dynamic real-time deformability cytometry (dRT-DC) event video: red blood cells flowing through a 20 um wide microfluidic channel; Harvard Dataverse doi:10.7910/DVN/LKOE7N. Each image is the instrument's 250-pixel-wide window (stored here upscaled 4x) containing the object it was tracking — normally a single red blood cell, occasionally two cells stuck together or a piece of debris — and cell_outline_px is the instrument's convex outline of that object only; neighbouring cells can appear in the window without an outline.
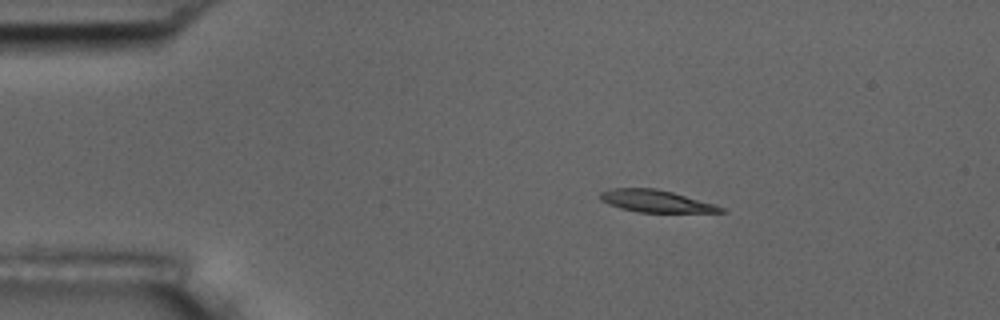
{"species": "common noctule bat (a hibernating species)", "species_latin": "Nyctalus noctula", "temperature_condition": "room temperature", "stored_images_in_passage": 4, "camera_frame_rate_fps": 3000, "um_per_image_px": 0.085, "animal": {"sex": "male", "body_mass_g": 17.5, "forearm_length_mm": 52.3}, "frame": {"image": 1, "passage_image": 1, "time_ms": 0.0, "image_size_px": [1000, 320], "cell_outline_px": [[728, 212], [640, 212], [620, 208], [608, 204], [600, 200], [600, 192], [608, 188], [656, 188], [672, 192], [716, 204], [724, 208]], "centroid_in_image_um": [55.74, 17.09], "position_along_channel_um": 29.3, "area_um2": 15.61}}
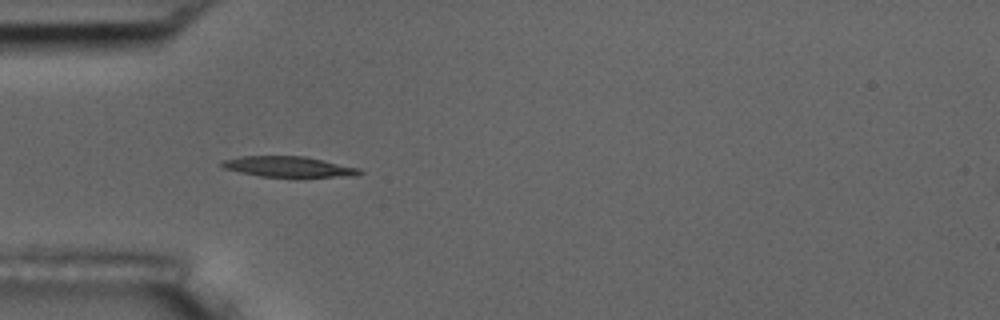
{"frame": {"image": 2, "passage_image": 3, "time_ms": 2.333, "image_size_px": [1000, 320], "cell_outline_px": [[364, 172], [356, 176], [260, 176], [240, 172], [224, 168], [220, 164], [220, 160], [240, 156], [304, 156], [360, 168]], "centroid_in_image_um": [24.5, 14.15], "position_along_channel_um": 60.5, "area_um2": 16.3}}